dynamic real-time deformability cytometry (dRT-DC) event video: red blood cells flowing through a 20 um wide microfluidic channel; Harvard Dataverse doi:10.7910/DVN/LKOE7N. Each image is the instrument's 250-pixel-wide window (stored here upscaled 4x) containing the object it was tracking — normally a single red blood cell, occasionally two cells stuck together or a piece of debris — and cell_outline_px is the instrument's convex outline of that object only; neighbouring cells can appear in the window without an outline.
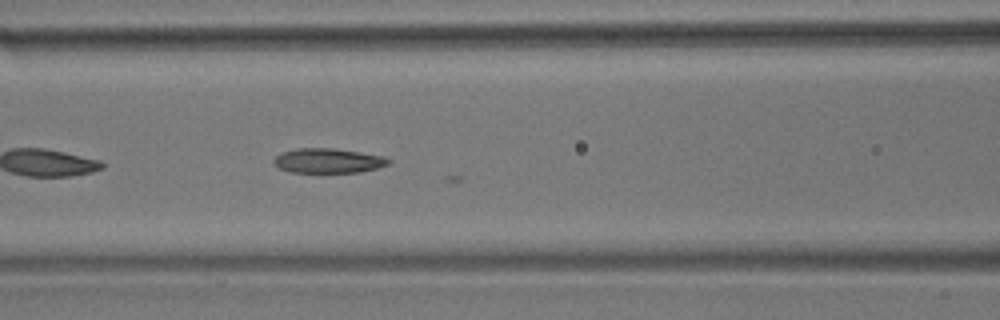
{"species": "common noctule bat (a hibernating species)", "species_latin": "Nyctalus noctula", "temperature_condition": "room temperature", "stored_images_in_passage": 12, "camera_frame_rate_fps": 3000, "um_per_image_px": 0.085, "animal": {"sex": "male", "body_mass_g": 17.9}, "frame": {"image": 1, "passage_image": 10, "time_ms": 3.0, "image_size_px": [1000, 320], "cell_outline_px": [[392, 160], [388, 164], [376, 168], [360, 172], [288, 172], [272, 164], [272, 160], [276, 156], [284, 152], [296, 148], [332, 148], [360, 152], [384, 156]], "centroid_in_image_um": [27.87, 13.66], "position_along_channel_um": 138.7, "area_um2": 16.47}}